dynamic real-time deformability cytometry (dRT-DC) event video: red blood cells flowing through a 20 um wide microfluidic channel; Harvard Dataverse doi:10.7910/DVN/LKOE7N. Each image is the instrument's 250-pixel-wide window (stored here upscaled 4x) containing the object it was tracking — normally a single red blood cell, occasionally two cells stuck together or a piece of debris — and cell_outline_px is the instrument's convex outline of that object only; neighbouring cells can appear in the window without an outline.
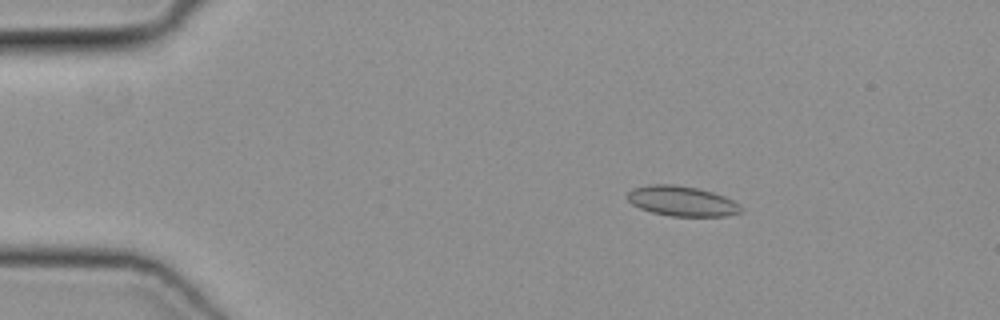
{"species": "common noctule bat (a hibernating species)", "species_latin": "Nyctalus noctula", "temperature_condition": "cold", "stored_images_in_passage": 45, "camera_frame_rate_fps": 3000, "um_per_image_px": 0.085, "animal": {"sex": "female", "body_mass_g": 19.3, "forearm_length_mm": 54.1}, "frame": {"image": 1, "passage_image": 4, "time_ms": 1.0, "image_size_px": [1000, 320], "cell_outline_px": [[744, 212], [728, 216], [668, 216], [652, 212], [640, 208], [632, 204], [628, 200], [628, 192], [632, 188], [652, 184], [672, 184], [696, 188], [712, 192], [724, 196], [740, 204], [744, 208]], "centroid_in_image_um": [58.0, 17.1], "position_along_channel_um": 27.0, "area_um2": 20.0}}
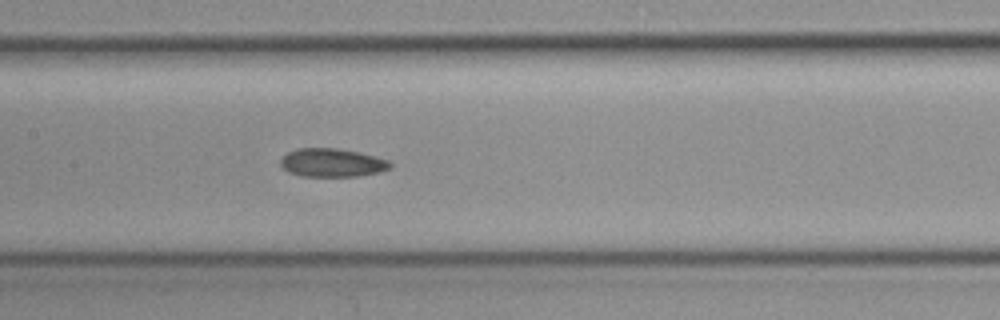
{"frame": {"image": 2, "passage_image": 20, "time_ms": 6.333, "image_size_px": [1000, 320], "cell_outline_px": [[392, 164], [388, 168], [380, 172], [356, 176], [300, 176], [288, 172], [280, 164], [280, 160], [288, 152], [296, 148], [336, 148], [356, 152], [388, 160]], "centroid_in_image_um": [28.18, 13.83], "position_along_channel_um": 179.2, "area_um2": 17.92}}
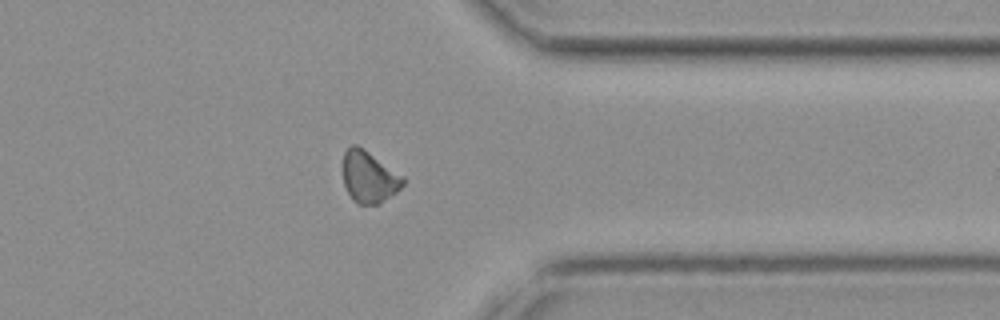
{"frame": {"image": 3, "passage_image": 35, "time_ms": 11.333, "image_size_px": [1000, 320], "cell_outline_px": [[404, 184], [396, 192], [380, 204], [356, 204], [352, 200], [344, 184], [340, 168], [344, 152], [352, 144], [356, 144], [364, 148], [404, 176]], "centroid_in_image_um": [31.32, 15.02], "position_along_channel_um": 380.1, "area_um2": 18.55}}